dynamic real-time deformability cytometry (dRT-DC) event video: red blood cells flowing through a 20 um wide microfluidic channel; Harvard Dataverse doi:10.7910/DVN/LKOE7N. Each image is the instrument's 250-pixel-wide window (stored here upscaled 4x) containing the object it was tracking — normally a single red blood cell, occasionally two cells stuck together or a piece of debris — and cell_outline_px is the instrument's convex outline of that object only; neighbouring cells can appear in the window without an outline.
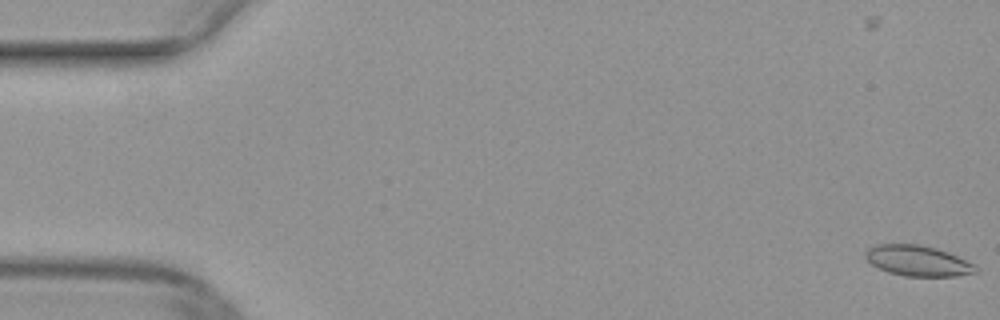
{"species": "common noctule bat (a hibernating species)", "species_latin": "Nyctalus noctula", "temperature_condition": "warm", "stored_images_in_passage": 2, "camera_frame_rate_fps": 3000, "um_per_image_px": 0.085, "animal": {"sex": "female", "body_mass_g": 29.2, "forearm_length_mm": 56.3}, "frame": {"image": 1, "passage_image": 2, "time_ms": 0.333, "image_size_px": [1000, 320], "cell_outline_px": [[980, 272], [956, 276], [904, 276], [888, 272], [872, 264], [864, 256], [864, 252], [868, 248], [876, 244], [920, 244], [936, 248], [948, 252], [976, 264]], "centroid_in_image_um": [78.05, 22.16], "position_along_channel_um": 7.0, "area_um2": 19.83}}